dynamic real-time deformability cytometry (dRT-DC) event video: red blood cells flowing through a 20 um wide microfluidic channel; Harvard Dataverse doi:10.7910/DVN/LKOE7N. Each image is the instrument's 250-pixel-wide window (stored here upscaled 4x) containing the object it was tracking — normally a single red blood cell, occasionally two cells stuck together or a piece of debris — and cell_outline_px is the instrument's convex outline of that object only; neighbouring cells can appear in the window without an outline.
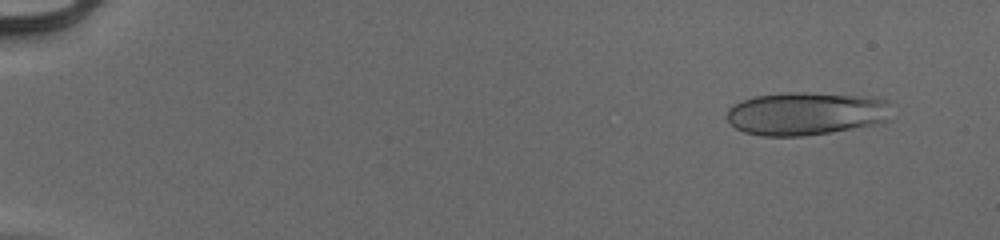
{"species": "human", "species_latin": "Homo sapiens", "temperature_condition": "cold", "stored_images_in_passage": 54, "camera_frame_rate_fps": 3000, "um_per_image_px": 0.085, "donor": {"sex": "male"}, "frame": {"image": 1, "passage_image": 5, "time_ms": 1.333, "image_size_px": [1000, 240], "cell_outline_px": [[884, 120], [872, 124], [828, 132], [800, 136], [764, 136], [744, 132], [736, 128], [728, 120], [728, 108], [744, 100], [756, 96], [784, 92], [804, 92], [852, 96], [884, 100]], "centroid_in_image_um": [68.32, 9.66], "position_along_channel_um": 16.7, "area_um2": 39.71}}
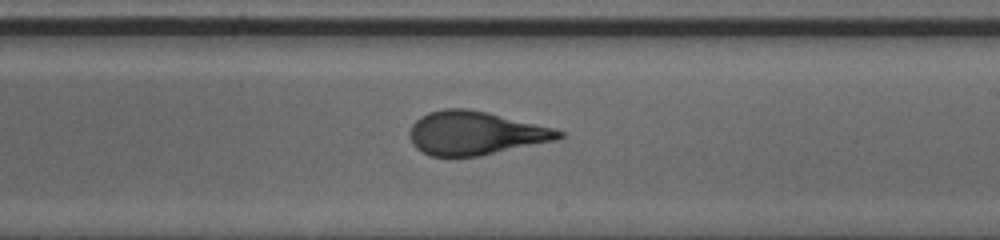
{"frame": {"image": 2, "passage_image": 34, "time_ms": 11.0, "image_size_px": [1000, 240], "cell_outline_px": [[564, 136], [556, 140], [480, 156], [428, 156], [416, 148], [412, 144], [408, 132], [412, 124], [420, 116], [428, 112], [444, 108], [464, 108], [488, 112], [552, 128], [564, 132]], "centroid_in_image_um": [40.35, 11.31], "position_along_channel_um": 248.6, "area_um2": 37.86}}
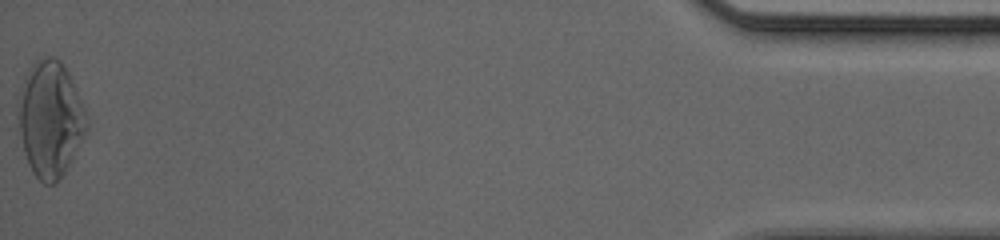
{"frame": {"image": 3, "passage_image": 54, "time_ms": 17.667, "image_size_px": [1000, 240], "cell_outline_px": [[88, 128], [64, 172], [56, 184], [44, 184], [32, 172], [28, 164], [24, 152], [20, 132], [20, 88], [32, 64], [36, 60], [48, 56], [52, 56], [60, 60], [68, 72], [72, 80], [84, 108], [88, 120]], "centroid_in_image_um": [4.29, 10.12], "position_along_channel_um": 430.9, "area_um2": 45.37}, "authors_computed_cell_mechanics": {"area_um2": 38.2925, "velocity_mm_per_s": 3.9892, "shape_relaxation_time_tau1_ms": 5.5174, "shape_relaxation_time_tau2_ms": 0.7177, "deformation_change_tau1": 0.2174, "deformation_change_tau2": 0.0705}}